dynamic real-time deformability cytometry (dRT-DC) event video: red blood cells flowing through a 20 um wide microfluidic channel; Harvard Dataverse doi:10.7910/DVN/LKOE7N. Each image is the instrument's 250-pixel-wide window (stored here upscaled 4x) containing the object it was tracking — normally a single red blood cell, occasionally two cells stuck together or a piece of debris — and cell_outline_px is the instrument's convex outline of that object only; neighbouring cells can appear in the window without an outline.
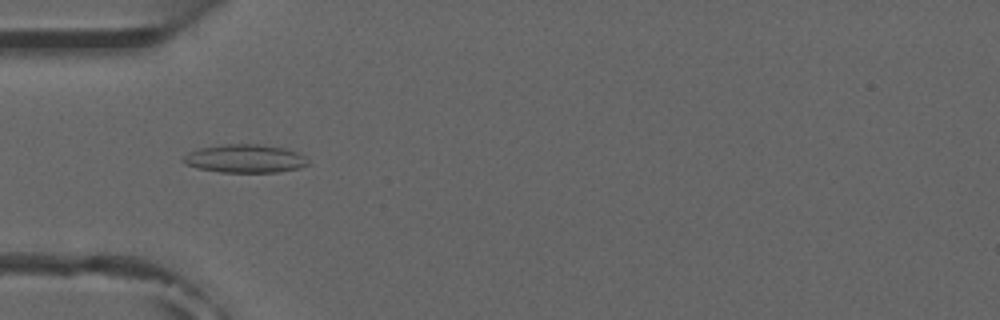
{"species": "common noctule bat (a hibernating species)", "species_latin": "Nyctalus noctula", "temperature_condition": "room temperature", "stored_images_in_passage": 7, "camera_frame_rate_fps": 3000, "um_per_image_px": 0.085, "animal": {"sex": "male", "forearm_length_mm": 52.5}, "frame": {"image": 1, "passage_image": 5, "time_ms": 4.667, "image_size_px": [1000, 320], "cell_outline_px": [[308, 164], [300, 168], [276, 172], [220, 172], [196, 168], [184, 164], [180, 160], [188, 152], [200, 148], [224, 144], [260, 144], [284, 148], [296, 152], [304, 156], [308, 160]], "centroid_in_image_um": [20.78, 13.48], "position_along_channel_um": 64.2, "area_um2": 20.63}}
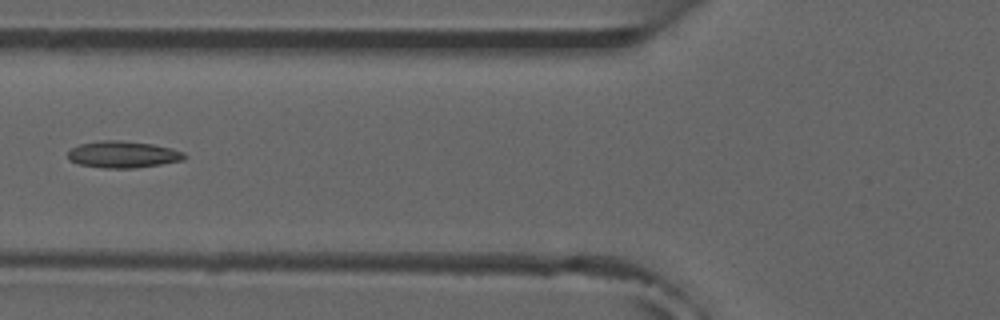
{"frame": {"image": 2, "passage_image": 6, "time_ms": 6.0, "image_size_px": [1000, 320], "cell_outline_px": [[188, 156], [184, 160], [136, 168], [104, 168], [76, 164], [68, 160], [68, 152], [72, 148], [80, 144], [100, 140], [124, 140], [152, 144], [172, 148], [184, 152]], "centroid_in_image_um": [10.45, 13.13], "position_along_channel_um": 115.3, "area_um2": 18.38}}
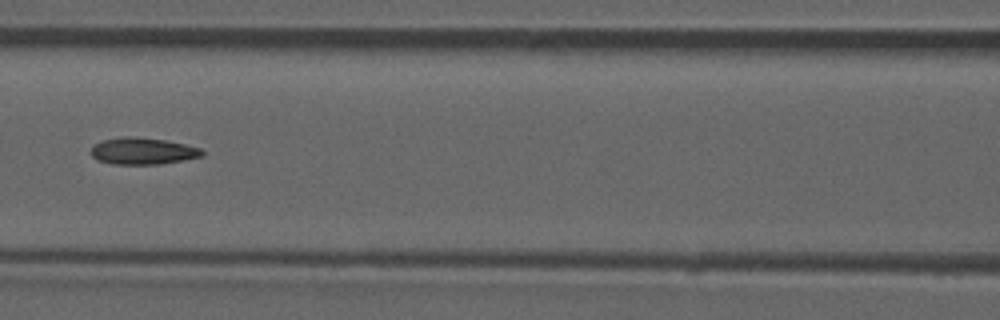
{"frame": {"image": 3, "passage_image": 7, "time_ms": 7.0, "image_size_px": [1000, 320], "cell_outline_px": [[204, 156], [184, 160], [160, 164], [112, 164], [96, 160], [92, 156], [92, 144], [104, 140], [120, 136], [136, 136], [164, 140], [184, 144], [200, 148], [204, 152]], "centroid_in_image_um": [12.12, 12.84], "position_along_channel_um": 154.5, "area_um2": 17.46}}